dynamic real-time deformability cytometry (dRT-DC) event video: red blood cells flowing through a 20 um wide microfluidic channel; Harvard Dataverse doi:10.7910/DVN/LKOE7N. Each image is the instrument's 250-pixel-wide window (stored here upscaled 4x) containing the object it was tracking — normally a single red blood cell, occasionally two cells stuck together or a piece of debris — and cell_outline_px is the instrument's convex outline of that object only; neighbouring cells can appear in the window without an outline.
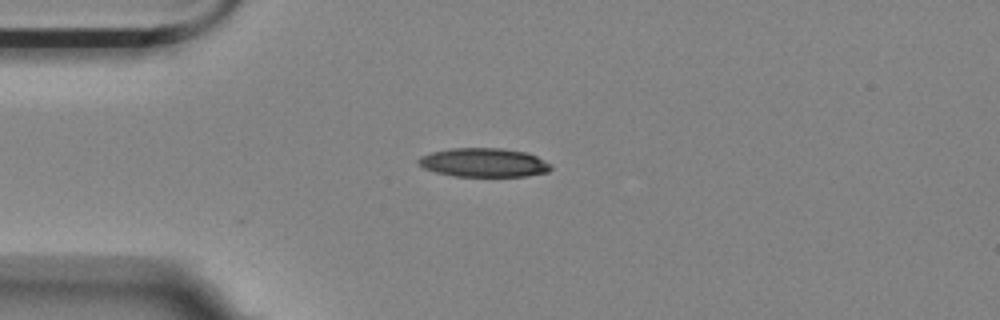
{"species": "Egyptian fruit bat (a non-hibernating species)", "species_latin": "Rousettus aegyptiacus", "temperature_condition": "room temperature", "stored_images_in_passage": 3, "camera_frame_rate_fps": 3000, "um_per_image_px": 0.085, "animal": {"sex": "female"}, "frame": {"image": 1, "passage_image": 1, "time_ms": 0.0, "image_size_px": [1000, 320], "cell_outline_px": [[552, 168], [548, 172], [524, 176], [452, 176], [436, 172], [424, 168], [416, 160], [420, 156], [432, 152], [452, 148], [504, 148], [528, 152], [552, 164]], "centroid_in_image_um": [41.14, 13.81], "position_along_channel_um": 43.9, "area_um2": 22.37}}